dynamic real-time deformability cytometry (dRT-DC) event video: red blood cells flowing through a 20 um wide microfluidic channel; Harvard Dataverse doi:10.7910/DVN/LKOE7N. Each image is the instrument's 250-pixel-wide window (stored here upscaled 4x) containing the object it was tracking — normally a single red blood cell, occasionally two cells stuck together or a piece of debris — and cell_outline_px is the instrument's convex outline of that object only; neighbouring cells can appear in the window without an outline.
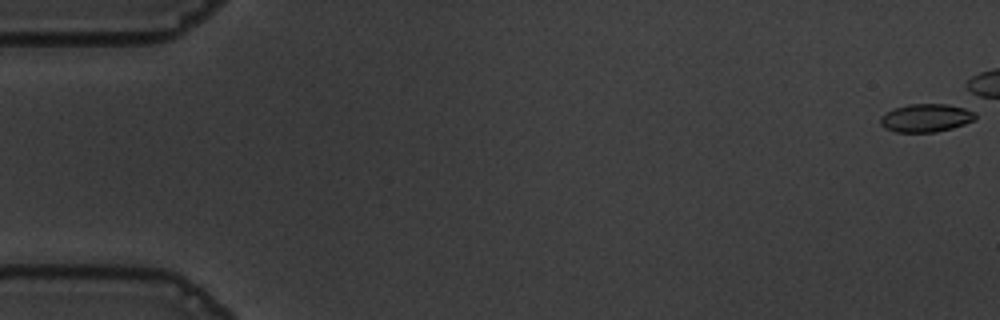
{"species": "common noctule bat (a hibernating species)", "species_latin": "Nyctalus noctula", "temperature_condition": "warm", "stored_images_in_passage": 2, "camera_frame_rate_fps": 3000, "um_per_image_px": 0.085, "animal": {"sex": "male", "body_mass_g": 19.5, "forearm_length_mm": 54.6}, "frame": {"image": 1, "passage_image": 1, "time_ms": 0.0, "image_size_px": [1000, 320], "cell_outline_px": [[976, 120], [952, 128], [936, 132], [896, 132], [884, 128], [880, 124], [880, 116], [896, 108], [908, 104], [948, 104], [976, 108]], "centroid_in_image_um": [78.8, 10.01], "position_along_channel_um": 6.2, "area_um2": 15.95}}